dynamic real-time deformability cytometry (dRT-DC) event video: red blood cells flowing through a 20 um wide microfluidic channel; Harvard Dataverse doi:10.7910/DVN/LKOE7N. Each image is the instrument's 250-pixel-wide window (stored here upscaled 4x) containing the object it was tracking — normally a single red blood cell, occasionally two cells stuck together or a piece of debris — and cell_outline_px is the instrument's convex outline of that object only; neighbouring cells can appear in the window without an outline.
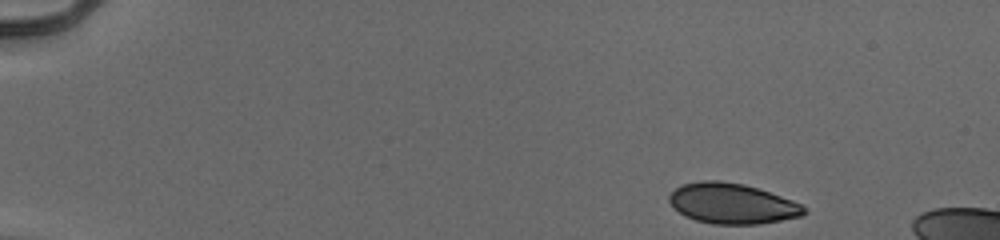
{"species": "human", "species_latin": "Homo sapiens", "temperature_condition": "cold", "stored_images_in_passage": 47, "camera_frame_rate_fps": 3000, "um_per_image_px": 0.085, "donor": {"sex": "male"}, "frame": {"image": 1, "passage_image": 1, "time_ms": 0.0, "image_size_px": [1000, 240], "cell_outline_px": [[808, 212], [804, 216], [760, 224], [712, 224], [696, 220], [684, 216], [668, 200], [668, 196], [680, 184], [700, 180], [720, 180], [744, 184], [792, 200], [800, 204]], "centroid_in_image_um": [62.22, 17.3], "position_along_channel_um": 22.8, "area_um2": 31.79}}
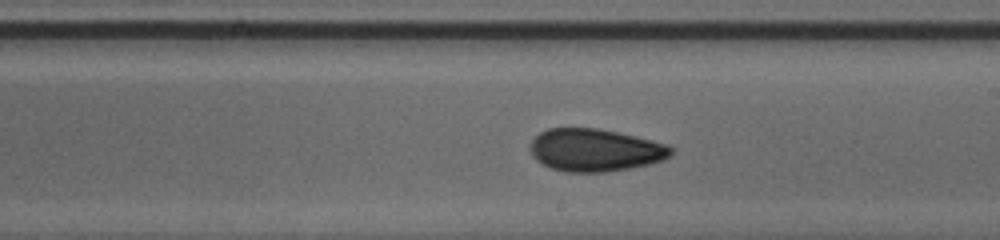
{"frame": {"image": 2, "passage_image": 27, "time_ms": 8.667, "image_size_px": [1000, 240], "cell_outline_px": [[676, 152], [664, 160], [648, 164], [628, 168], [604, 172], [568, 172], [552, 168], [536, 160], [532, 156], [528, 148], [532, 140], [540, 132], [548, 128], [596, 128], [636, 136], [668, 144]], "centroid_in_image_um": [50.59, 12.75], "position_along_channel_um": 238.4, "area_um2": 35.03}}
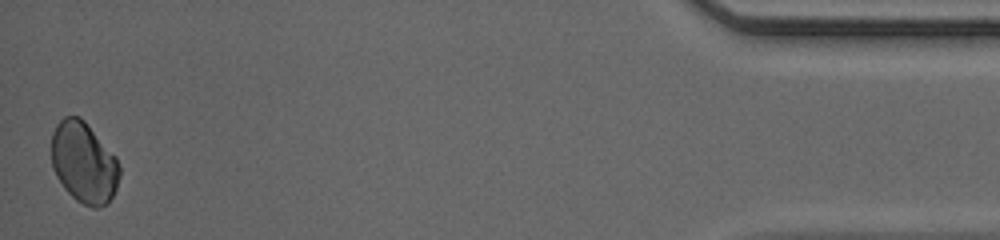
{"frame": {"image": 3, "passage_image": 47, "time_ms": 15.333, "image_size_px": [1000, 240], "cell_outline_px": [[120, 176], [116, 188], [108, 204], [100, 208], [92, 208], [76, 200], [64, 188], [56, 176], [52, 168], [52, 132], [56, 124], [64, 116], [80, 116], [84, 120], [116, 156], [120, 168]], "centroid_in_image_um": [7.13, 13.82], "position_along_channel_um": 428.1, "area_um2": 32.37}, "authors_computed_cell_mechanics": {"area_um2": 33.8708, "velocity_mm_per_s": 3.9846, "shape_relaxation_time_tau1_ms": 8.3406, "shape_relaxation_time_tau2_ms": 3.1939, "deformation_change_tau1": 0.1158, "deformation_change_tau2": 0.0381}}